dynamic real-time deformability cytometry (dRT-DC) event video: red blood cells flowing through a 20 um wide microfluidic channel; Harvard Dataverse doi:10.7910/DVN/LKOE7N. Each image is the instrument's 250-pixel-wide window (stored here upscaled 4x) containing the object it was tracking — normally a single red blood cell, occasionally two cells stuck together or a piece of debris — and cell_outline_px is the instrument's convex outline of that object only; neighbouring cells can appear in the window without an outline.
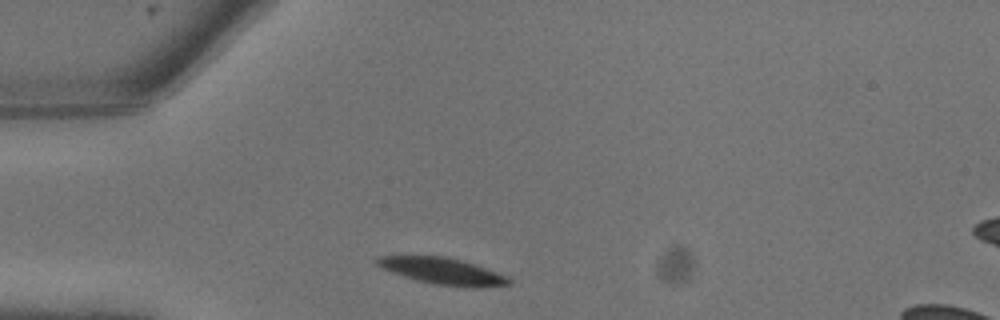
{"species": "common noctule bat (a hibernating species)", "species_latin": "Nyctalus noctula", "temperature_condition": "warm", "stored_images_in_passage": 12, "camera_frame_rate_fps": 3000, "um_per_image_px": 0.085, "animal": {"sex": "male", "body_mass_g": 13.3}, "frame": {"image": 1, "passage_image": 1, "time_ms": 0.0, "image_size_px": [1000, 320], "cell_outline_px": [[512, 284], [480, 288], [436, 284], [416, 280], [380, 268], [376, 264], [376, 260], [380, 256], [448, 256], [508, 276], [512, 280]], "centroid_in_image_um": [37.64, 23.05], "position_along_channel_um": 47.4, "area_um2": 20.17}}
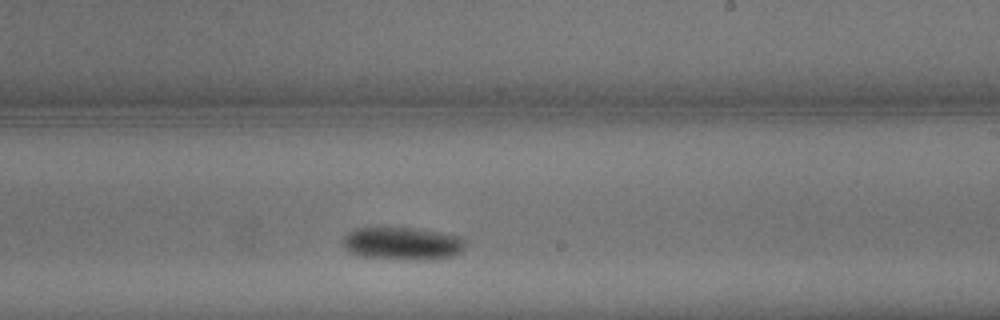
{"frame": {"image": 2, "passage_image": 9, "time_ms": 2.667, "image_size_px": [1000, 320], "cell_outline_px": [[464, 248], [460, 252], [452, 256], [420, 260], [408, 260], [364, 256], [352, 252], [344, 248], [344, 236], [348, 232], [356, 228], [412, 228], [440, 232], [464, 236]], "centroid_in_image_um": [34.25, 20.69], "position_along_channel_um": 254.8, "area_um2": 23.18}}